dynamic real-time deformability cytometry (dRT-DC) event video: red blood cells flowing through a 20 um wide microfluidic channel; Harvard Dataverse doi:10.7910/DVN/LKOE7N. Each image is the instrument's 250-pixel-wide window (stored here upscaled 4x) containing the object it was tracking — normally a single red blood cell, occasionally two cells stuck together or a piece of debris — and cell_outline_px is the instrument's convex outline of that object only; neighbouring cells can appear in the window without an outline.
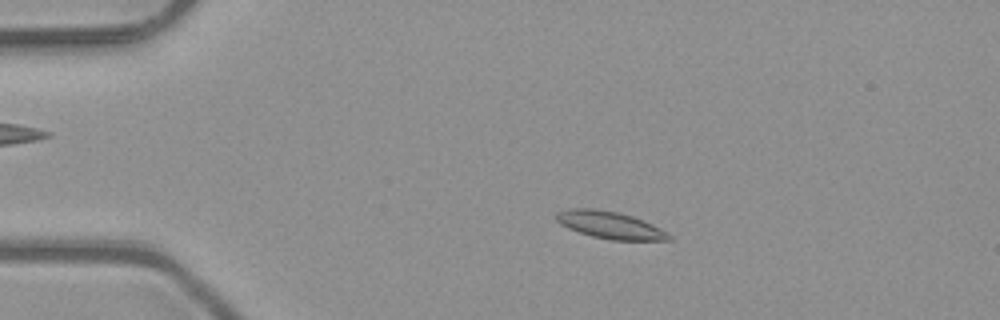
{"species": "common noctule bat (a hibernating species)", "species_latin": "Nyctalus noctula", "temperature_condition": "room temperature", "stored_images_in_passage": 51, "camera_frame_rate_fps": 3000, "um_per_image_px": 0.085, "animal": {"sex": "male", "body_mass_g": 23.1, "forearm_length_mm": 52.7}, "frame": {"image": 1, "passage_image": 10, "time_ms": 3.0, "image_size_px": [1000, 320], "cell_outline_px": [[672, 240], [612, 240], [592, 236], [568, 228], [560, 224], [556, 220], [556, 212], [568, 208], [592, 208], [616, 212], [632, 216], [652, 224], [668, 232], [672, 236]], "centroid_in_image_um": [51.85, 19.13], "position_along_channel_um": 33.2, "area_um2": 17.8}}
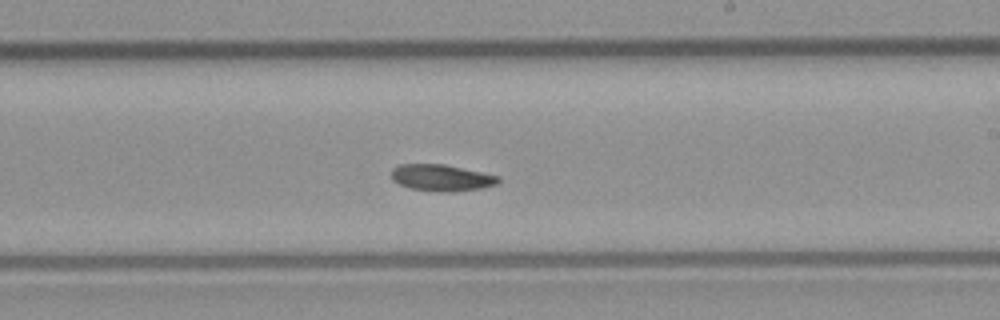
{"frame": {"image": 2, "passage_image": 30, "time_ms": 9.667, "image_size_px": [1000, 320], "cell_outline_px": [[500, 180], [496, 184], [480, 188], [452, 192], [444, 192], [412, 188], [400, 184], [392, 180], [392, 168], [400, 164], [444, 164], [500, 176]], "centroid_in_image_um": [37.53, 15.1], "position_along_channel_um": 251.5, "area_um2": 16.36}}
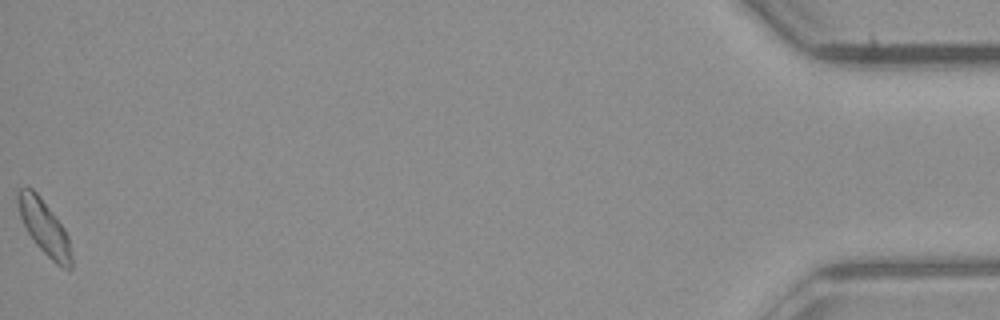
{"frame": {"image": 3, "passage_image": 51, "time_ms": 16.667, "image_size_px": [1000, 320], "cell_outline_px": [[72, 268], [64, 268], [56, 264], [36, 244], [28, 232], [20, 216], [16, 200], [16, 192], [20, 188], [32, 188], [40, 196], [64, 228], [68, 236], [72, 256]], "centroid_in_image_um": [3.76, 19.31], "position_along_channel_um": 431.4, "area_um2": 16.82}}